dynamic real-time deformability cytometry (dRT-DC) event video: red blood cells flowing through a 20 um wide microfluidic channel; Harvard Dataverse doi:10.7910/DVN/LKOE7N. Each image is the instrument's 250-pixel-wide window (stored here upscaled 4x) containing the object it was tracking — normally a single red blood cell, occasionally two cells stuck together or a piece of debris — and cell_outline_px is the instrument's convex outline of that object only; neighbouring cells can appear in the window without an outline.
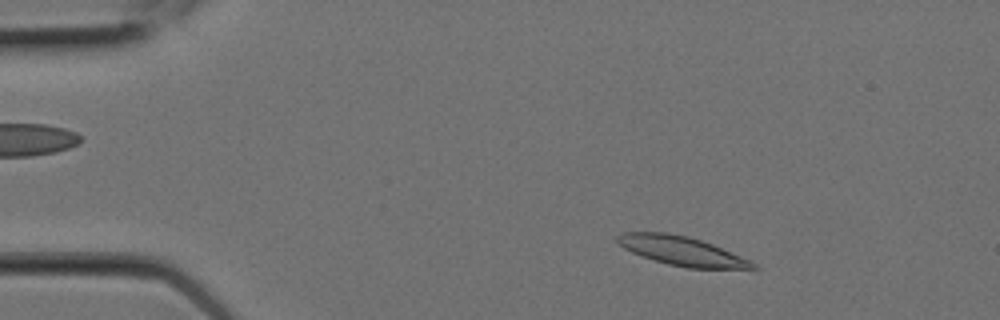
{"species": "Egyptian fruit bat (a non-hibernating species)", "species_latin": "Rousettus aegyptiacus", "temperature_condition": "room temperature", "stored_images_in_passage": 7, "camera_frame_rate_fps": 3000, "um_per_image_px": 0.085, "animal": {"sex": "female"}, "frame": {"image": 1, "passage_image": 1, "time_ms": 0.0, "image_size_px": [1000, 320], "cell_outline_px": [[760, 268], [688, 268], [668, 264], [632, 252], [624, 248], [616, 240], [616, 236], [624, 232], [668, 232], [688, 236], [712, 244], [752, 260]], "centroid_in_image_um": [57.97, 21.32], "position_along_channel_um": 27.0, "area_um2": 22.72}}
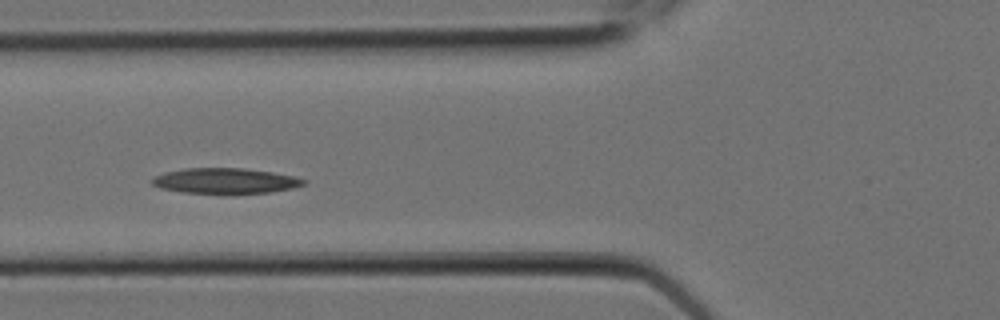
{"frame": {"image": 2, "passage_image": 5, "time_ms": 1.333, "image_size_px": [1000, 320], "cell_outline_px": [[308, 180], [304, 184], [292, 188], [272, 192], [180, 192], [160, 188], [152, 184], [148, 180], [164, 172], [184, 168], [244, 168], [272, 172], [296, 176]], "centroid_in_image_um": [19.13, 15.35], "position_along_channel_um": 106.7, "area_um2": 22.2}}
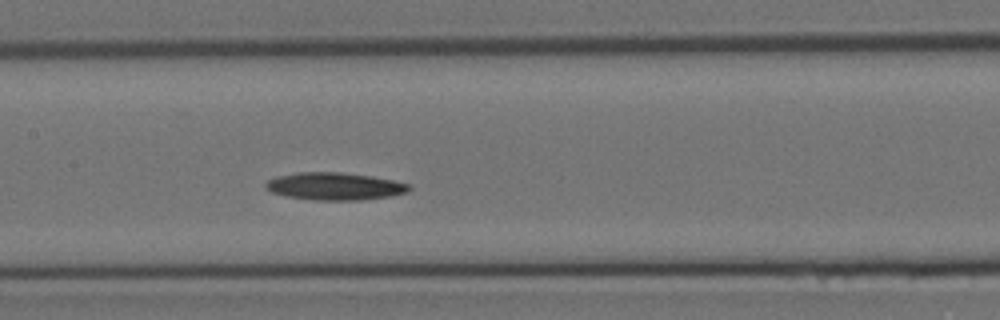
{"frame": {"image": 3, "passage_image": 7, "time_ms": 2.0, "image_size_px": [1000, 320], "cell_outline_px": [[412, 188], [408, 192], [392, 196], [360, 200], [316, 200], [288, 196], [272, 192], [264, 184], [268, 180], [276, 176], [300, 172], [340, 172], [372, 176], [412, 184]], "centroid_in_image_um": [28.51, 15.83], "position_along_channel_um": 178.9, "area_um2": 22.95}}